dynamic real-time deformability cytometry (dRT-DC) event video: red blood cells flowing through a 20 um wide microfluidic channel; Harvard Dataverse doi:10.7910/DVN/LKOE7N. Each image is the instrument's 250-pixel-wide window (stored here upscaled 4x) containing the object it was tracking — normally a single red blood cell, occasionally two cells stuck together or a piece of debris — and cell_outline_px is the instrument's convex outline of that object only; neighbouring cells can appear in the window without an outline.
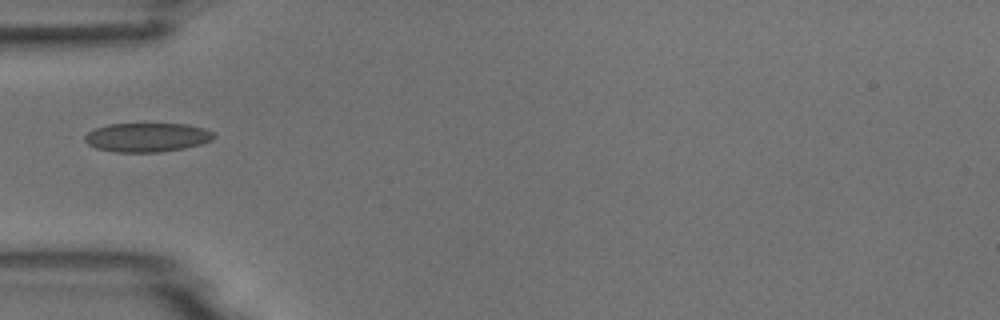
{"species": "common noctule bat (a hibernating species)", "species_latin": "Nyctalus noctula", "temperature_condition": "room temperature", "stored_images_in_passage": 5, "camera_frame_rate_fps": 3000, "um_per_image_px": 0.085, "animal": {"sex": "male", "body_mass_g": 18.8}, "frame": {"image": 1, "passage_image": 5, "time_ms": 4.333, "image_size_px": [1000, 320], "cell_outline_px": [[216, 136], [212, 140], [200, 144], [184, 148], [160, 152], [116, 152], [96, 148], [88, 144], [84, 140], [84, 136], [88, 132], [96, 128], [108, 124], [188, 124], [204, 128], [212, 132]], "centroid_in_image_um": [12.5, 11.67], "position_along_channel_um": 72.5, "area_um2": 21.79}}